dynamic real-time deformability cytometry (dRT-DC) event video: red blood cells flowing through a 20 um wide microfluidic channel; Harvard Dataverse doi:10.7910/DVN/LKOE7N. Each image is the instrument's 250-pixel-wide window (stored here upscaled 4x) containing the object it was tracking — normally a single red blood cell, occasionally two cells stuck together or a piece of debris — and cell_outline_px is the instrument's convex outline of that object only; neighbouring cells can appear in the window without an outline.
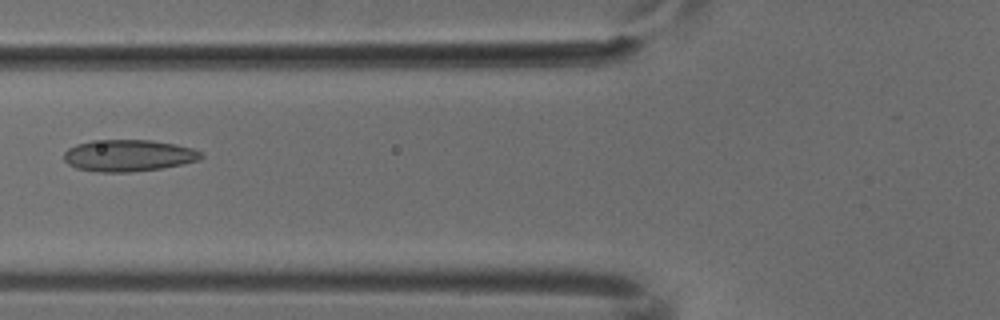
{"species": "common noctule bat (a hibernating species)", "species_latin": "Nyctalus noctula", "temperature_condition": "cold", "stored_images_in_passage": 7, "camera_frame_rate_fps": 3000, "um_per_image_px": 0.085, "animal": {"sex": "male", "body_mass_g": 18.8}, "frame": {"image": 1, "passage_image": 6, "time_ms": 1.667, "image_size_px": [1000, 320], "cell_outline_px": [[204, 156], [200, 160], [184, 164], [164, 168], [132, 172], [96, 172], [76, 168], [68, 164], [64, 160], [64, 152], [68, 148], [76, 144], [92, 140], [152, 140], [176, 144], [192, 148], [200, 152]], "centroid_in_image_um": [10.92, 13.22], "position_along_channel_um": 114.9, "area_um2": 25.66}}
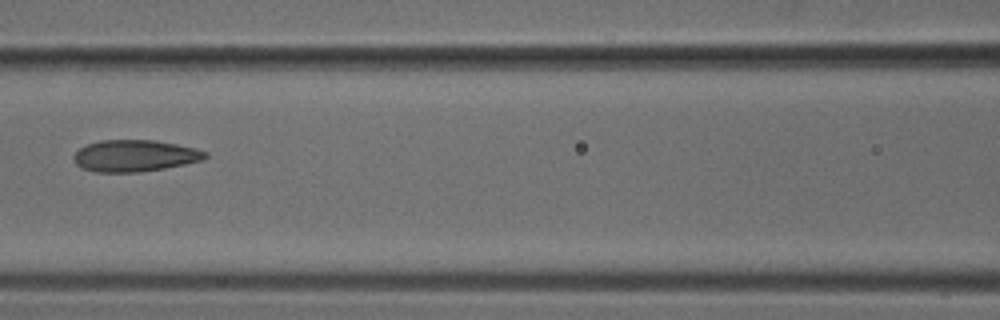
{"frame": {"image": 2, "passage_image": 7, "time_ms": 2.0, "image_size_px": [1000, 320], "cell_outline_px": [[208, 156], [204, 160], [164, 168], [140, 172], [96, 172], [84, 168], [76, 164], [72, 156], [80, 148], [88, 144], [100, 140], [152, 140], [176, 144], [196, 148], [208, 152]], "centroid_in_image_um": [11.48, 13.24], "position_along_channel_um": 155.1, "area_um2": 24.22}}